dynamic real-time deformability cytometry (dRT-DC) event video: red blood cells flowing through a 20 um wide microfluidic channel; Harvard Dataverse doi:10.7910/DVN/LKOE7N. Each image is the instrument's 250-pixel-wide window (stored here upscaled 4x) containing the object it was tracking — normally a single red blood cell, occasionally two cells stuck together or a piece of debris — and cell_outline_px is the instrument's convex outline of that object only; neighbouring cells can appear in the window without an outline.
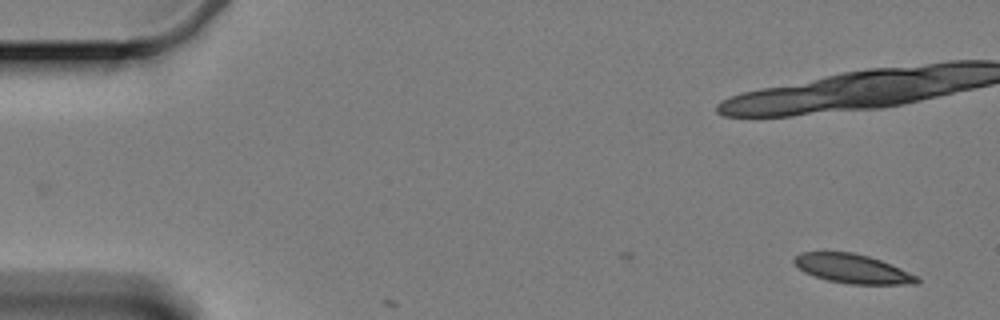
{"species": "Egyptian fruit bat (a non-hibernating species)", "species_latin": "Rousettus aegyptiacus", "temperature_condition": "cold", "stored_images_in_passage": 4, "camera_frame_rate_fps": 3000, "um_per_image_px": 0.085, "animal": {"sex": "female"}, "frame": {"image": 1, "passage_image": 4, "time_ms": 1.0, "image_size_px": [1000, 320], "cell_outline_px": [[920, 284], [848, 284], [828, 280], [804, 272], [792, 260], [800, 252], [852, 252], [868, 256], [880, 260], [920, 276]], "centroid_in_image_um": [72.51, 22.85], "position_along_channel_um": 12.5, "area_um2": 20.75}}